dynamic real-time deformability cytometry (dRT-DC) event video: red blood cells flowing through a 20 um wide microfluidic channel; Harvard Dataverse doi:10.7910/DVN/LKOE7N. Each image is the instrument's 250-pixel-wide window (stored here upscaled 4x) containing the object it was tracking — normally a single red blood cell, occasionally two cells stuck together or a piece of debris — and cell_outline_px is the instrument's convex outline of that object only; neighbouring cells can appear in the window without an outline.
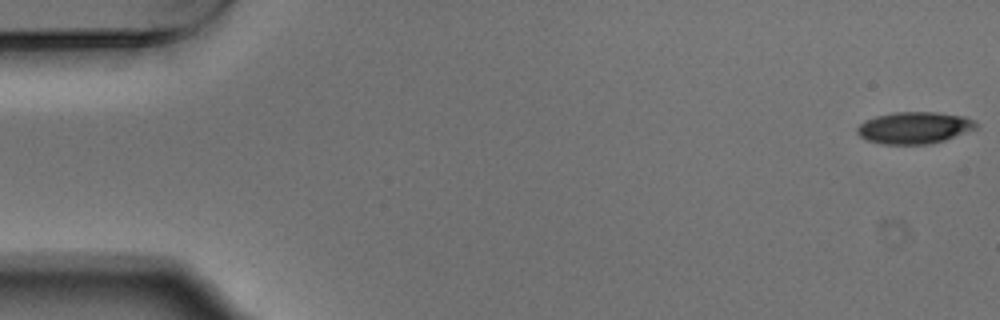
{"species": "Egyptian fruit bat (a non-hibernating species)", "species_latin": "Rousettus aegyptiacus", "temperature_condition": "warm", "stored_images_in_passage": 53, "camera_frame_rate_fps": 3000, "um_per_image_px": 0.085, "animal": {"sex": "male"}, "frame": {"image": 1, "passage_image": 1, "time_ms": 0.0, "image_size_px": [1000, 320], "cell_outline_px": [[976, 128], [944, 140], [928, 144], [884, 144], [868, 140], [860, 136], [856, 132], [856, 128], [864, 120], [876, 116], [892, 112], [936, 112], [964, 116], [976, 120]], "centroid_in_image_um": [77.7, 10.85], "position_along_channel_um": 7.3, "area_um2": 21.96}}
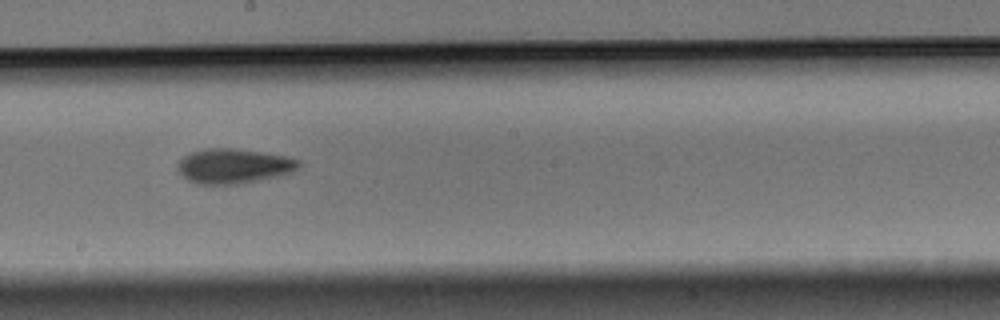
{"frame": {"image": 2, "passage_image": 30, "time_ms": 9.667, "image_size_px": [1000, 320], "cell_outline_px": [[300, 168], [292, 172], [276, 176], [236, 184], [196, 184], [188, 180], [176, 168], [176, 164], [184, 156], [192, 152], [208, 148], [236, 148], [288, 156], [300, 160]], "centroid_in_image_um": [19.87, 14.1], "position_along_channel_um": 228.3, "area_um2": 24.51}}
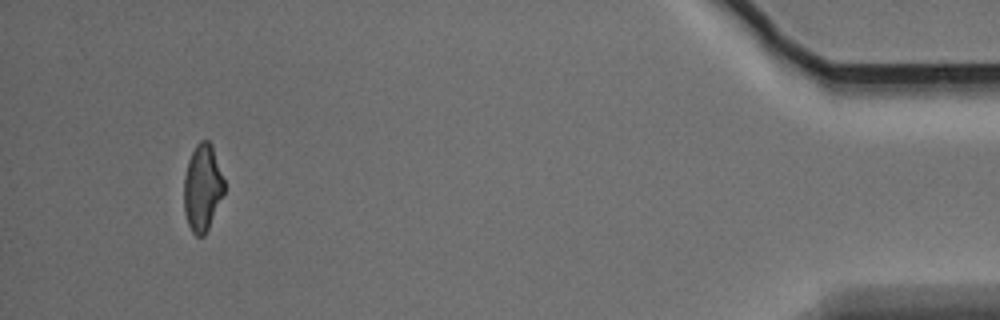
{"frame": {"image": 3, "passage_image": 51, "time_ms": 16.667, "image_size_px": [1000, 320], "cell_outline_px": [[224, 192], [208, 228], [204, 236], [196, 236], [192, 232], [188, 224], [184, 212], [184, 176], [188, 160], [196, 144], [200, 140], [208, 140], [212, 144], [224, 180]], "centroid_in_image_um": [17.19, 15.94], "position_along_channel_um": 418.0, "area_um2": 20.29}, "authors_computed_cell_mechanics": {"area_um2": 22.6576, "velocity_mm_per_s": 3.733, "shape_relaxation_time_tau1_ms": 7.0093, "shape_relaxation_time_tau2_ms": 7.6066, "deformation_change_tau1": 0.1727, "deformation_change_tau2": 0.1656}}